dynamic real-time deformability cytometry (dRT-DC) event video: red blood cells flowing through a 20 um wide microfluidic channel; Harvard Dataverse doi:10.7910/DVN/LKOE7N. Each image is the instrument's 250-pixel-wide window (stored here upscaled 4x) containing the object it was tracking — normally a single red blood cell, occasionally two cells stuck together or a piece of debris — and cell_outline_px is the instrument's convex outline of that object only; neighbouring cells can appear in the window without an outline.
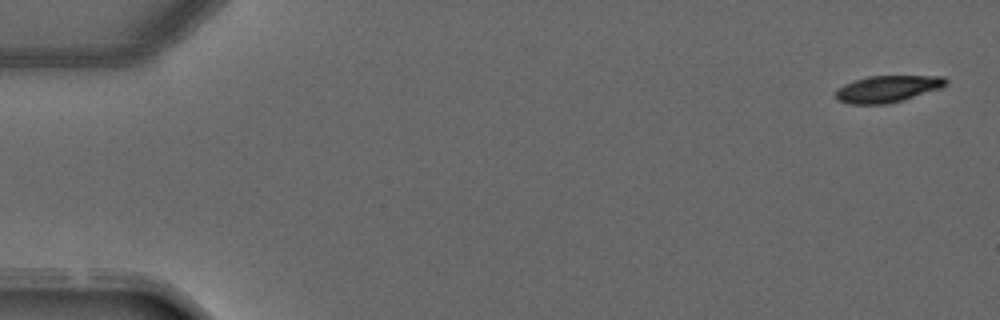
{"species": "common noctule bat (a hibernating species)", "species_latin": "Nyctalus noctula", "temperature_condition": "warm", "stored_images_in_passage": 4, "camera_frame_rate_fps": 3000, "um_per_image_px": 0.085, "animal": {"sex": "male", "forearm_length_mm": 52.5}, "frame": {"image": 1, "passage_image": 1, "time_ms": 0.0, "image_size_px": [1000, 320], "cell_outline_px": [[948, 84], [940, 88], [904, 100], [888, 104], [848, 104], [836, 100], [836, 92], [844, 84], [868, 76], [944, 76], [948, 80]], "centroid_in_image_um": [75.46, 7.56], "position_along_channel_um": 9.5, "area_um2": 17.17}}
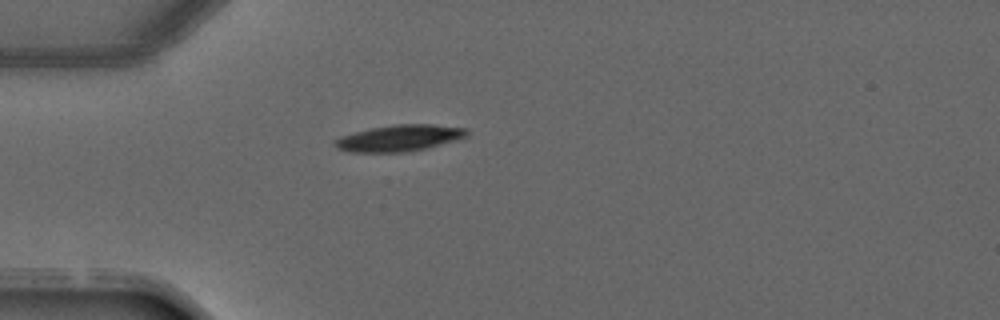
{"frame": {"image": 2, "passage_image": 4, "time_ms": 3.667, "image_size_px": [1000, 320], "cell_outline_px": [[468, 136], [460, 140], [424, 148], [404, 152], [352, 152], [336, 148], [332, 144], [340, 136], [372, 128], [396, 124], [432, 124], [468, 128]], "centroid_in_image_um": [33.99, 11.73], "position_along_channel_um": 51.0, "area_um2": 20.29}}